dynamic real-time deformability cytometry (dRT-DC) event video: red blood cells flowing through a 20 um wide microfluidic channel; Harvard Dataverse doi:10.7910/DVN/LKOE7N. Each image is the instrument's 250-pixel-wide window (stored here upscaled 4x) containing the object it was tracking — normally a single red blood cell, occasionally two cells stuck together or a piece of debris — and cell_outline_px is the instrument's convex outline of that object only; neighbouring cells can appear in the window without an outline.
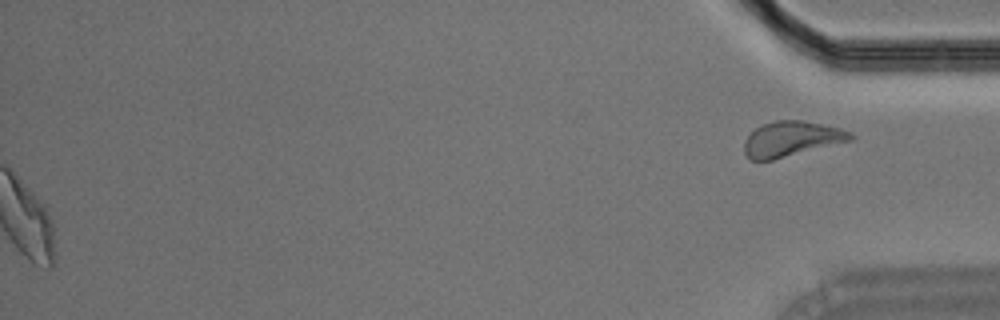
{"species": "Egyptian fruit bat (a non-hibernating species)", "species_latin": "Rousettus aegyptiacus", "temperature_condition": "room temperature", "stored_images_in_passage": 49, "segment_of_instrument_passage": [2, 2], "camera_frame_rate_fps": 3000, "um_per_image_px": 0.085, "animal": {"sex": "male"}, "frame": {"image": 1, "passage_image": 49, "time_ms": 16.0, "image_size_px": [1000, 320], "cell_outline_px": [[856, 136], [852, 140], [772, 160], [752, 160], [744, 152], [744, 140], [756, 128], [764, 124], [776, 120], [800, 120], [824, 124], [840, 128], [852, 132]], "centroid_in_image_um": [67.3, 11.8], "position_along_channel_um": 367.9, "area_um2": 21.68}}